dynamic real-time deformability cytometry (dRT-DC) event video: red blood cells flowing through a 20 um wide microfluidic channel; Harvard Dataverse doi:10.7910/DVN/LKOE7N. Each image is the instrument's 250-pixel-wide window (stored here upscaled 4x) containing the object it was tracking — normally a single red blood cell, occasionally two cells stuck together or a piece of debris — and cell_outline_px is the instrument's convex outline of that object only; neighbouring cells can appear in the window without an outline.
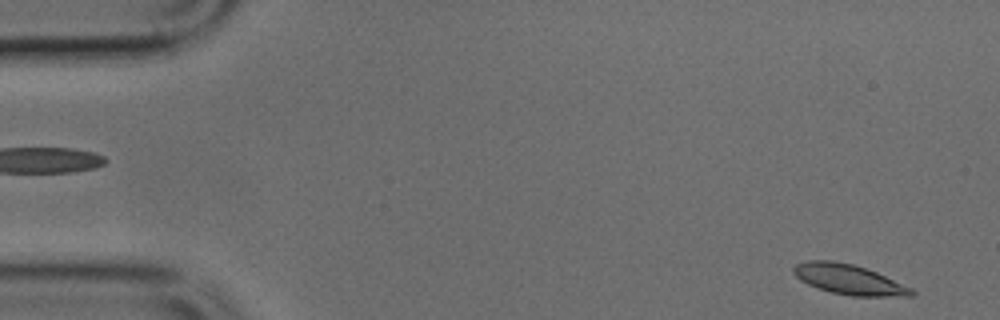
{"species": "common noctule bat (a hibernating species)", "species_latin": "Nyctalus noctula", "temperature_condition": "cold", "stored_images_in_passage": 48, "camera_frame_rate_fps": 3000, "um_per_image_px": 0.085, "animal": {"sex": "male", "body_mass_g": 17.9, "forearm_length_mm": 54.2}, "frame": {"image": 1, "passage_image": 2, "time_ms": 0.333, "image_size_px": [1000, 320], "cell_outline_px": [[916, 296], [852, 296], [832, 292], [808, 284], [800, 280], [792, 272], [792, 268], [796, 264], [808, 260], [832, 260], [852, 264], [876, 272], [912, 288], [916, 292]], "centroid_in_image_um": [72.16, 23.75], "position_along_channel_um": 12.8, "area_um2": 20.52}}
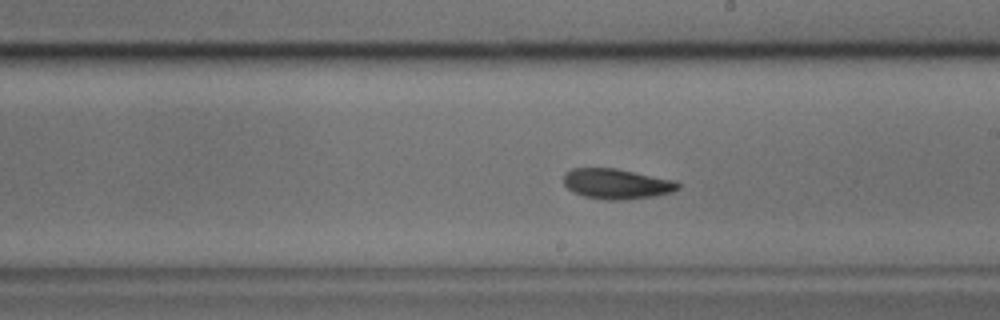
{"frame": {"image": 2, "passage_image": 27, "time_ms": 8.667, "image_size_px": [1000, 320], "cell_outline_px": [[680, 188], [672, 192], [652, 196], [624, 200], [608, 200], [584, 196], [568, 188], [564, 184], [564, 172], [572, 168], [616, 168], [676, 180], [680, 184]], "centroid_in_image_um": [52.44, 15.61], "position_along_channel_um": 236.6, "area_um2": 20.17}}
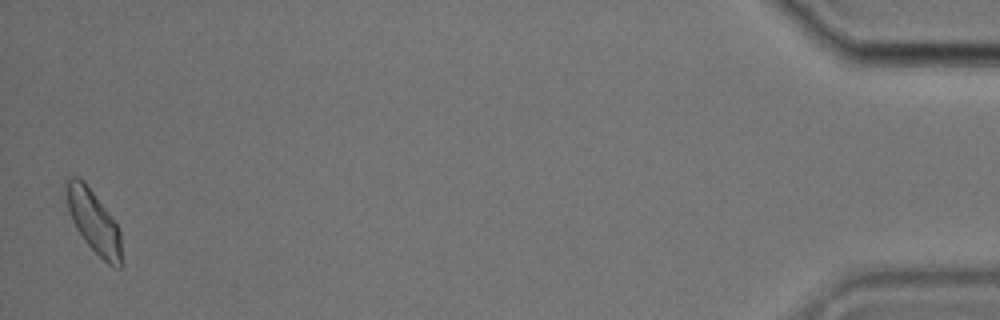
{"frame": {"image": 3, "passage_image": 48, "time_ms": 15.667, "image_size_px": [1000, 320], "cell_outline_px": [[124, 264], [120, 268], [112, 268], [84, 240], [76, 228], [68, 212], [64, 188], [64, 180], [72, 176], [76, 176], [84, 180], [108, 212], [116, 224], [120, 232]], "centroid_in_image_um": [7.96, 18.83], "position_along_channel_um": 427.2, "area_um2": 20.58}}